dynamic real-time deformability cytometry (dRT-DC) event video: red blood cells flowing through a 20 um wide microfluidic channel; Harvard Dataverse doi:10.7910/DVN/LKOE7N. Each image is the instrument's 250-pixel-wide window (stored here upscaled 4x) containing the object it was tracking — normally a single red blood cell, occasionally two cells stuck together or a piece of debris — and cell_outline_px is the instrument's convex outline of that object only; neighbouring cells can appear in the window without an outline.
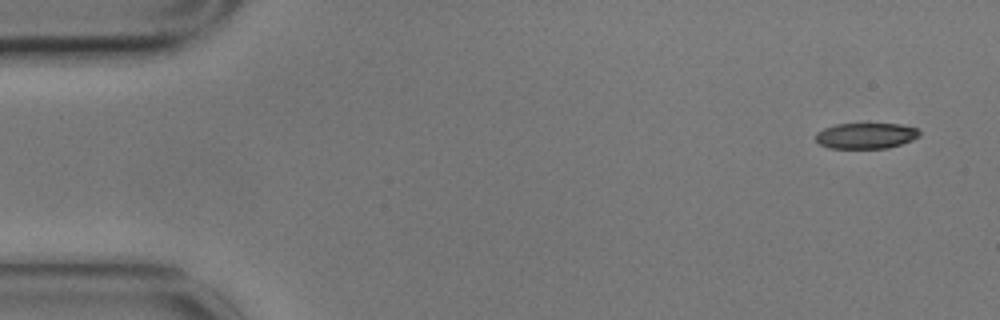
{"species": "common noctule bat (a hibernating species)", "species_latin": "Nyctalus noctula", "temperature_condition": "cold", "stored_images_in_passage": 4, "camera_frame_rate_fps": 3000, "um_per_image_px": 0.085, "animal": {"sex": "male", "body_mass_g": 17.9}, "frame": {"image": 1, "passage_image": 1, "time_ms": 0.0, "image_size_px": [1000, 320], "cell_outline_px": [[920, 136], [912, 140], [888, 148], [828, 148], [820, 144], [816, 140], [816, 132], [824, 128], [836, 124], [900, 124], [916, 128], [920, 132]], "centroid_in_image_um": [73.6, 11.54], "position_along_channel_um": 11.4, "area_um2": 15.55}}
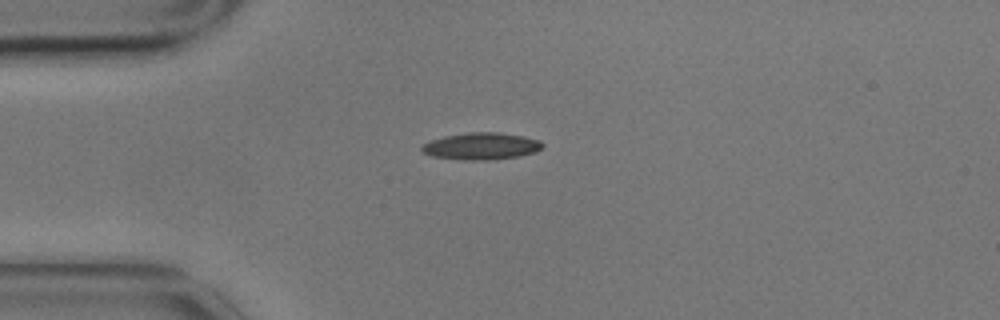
{"frame": {"image": 2, "passage_image": 4, "time_ms": 1.0, "image_size_px": [1000, 320], "cell_outline_px": [[544, 148], [536, 152], [520, 156], [488, 160], [472, 160], [432, 156], [424, 152], [420, 148], [424, 144], [432, 140], [444, 136], [468, 132], [496, 132], [524, 136], [540, 140], [544, 144]], "centroid_in_image_um": [40.98, 12.41], "position_along_channel_um": 44.0, "area_um2": 18.9}}